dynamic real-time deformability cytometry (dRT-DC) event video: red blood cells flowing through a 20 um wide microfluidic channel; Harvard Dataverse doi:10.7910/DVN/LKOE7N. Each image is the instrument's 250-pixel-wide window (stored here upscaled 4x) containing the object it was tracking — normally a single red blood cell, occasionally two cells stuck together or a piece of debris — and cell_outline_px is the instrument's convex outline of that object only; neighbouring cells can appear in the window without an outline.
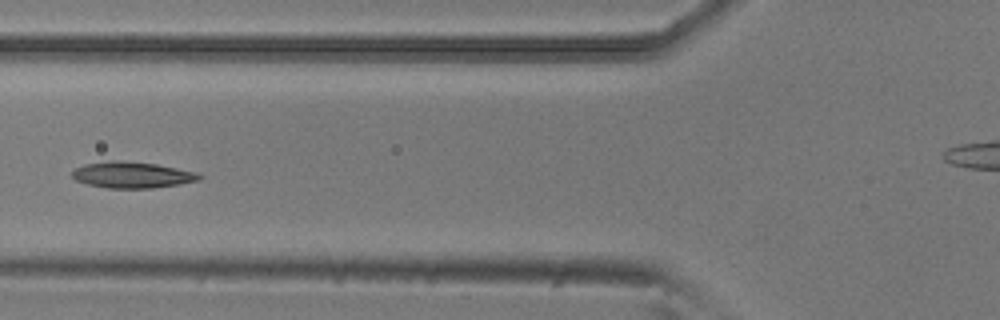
{"species": "common noctule bat (a hibernating species)", "species_latin": "Nyctalus noctula", "temperature_condition": "room temperature", "stored_images_in_passage": 6, "camera_frame_rate_fps": 3000, "um_per_image_px": 0.085, "animal": {"sex": "male", "body_mass_g": 20.5, "forearm_length_mm": 52.5}, "frame": {"image": 1, "passage_image": 6, "time_ms": 1.667, "image_size_px": [1000, 320], "cell_outline_px": [[204, 176], [200, 180], [180, 184], [152, 188], [108, 188], [88, 184], [76, 180], [72, 176], [72, 172], [76, 168], [84, 164], [108, 160], [116, 160], [156, 164], [196, 172]], "centroid_in_image_um": [11.24, 14.86], "position_along_channel_um": 114.6, "area_um2": 19.36}}